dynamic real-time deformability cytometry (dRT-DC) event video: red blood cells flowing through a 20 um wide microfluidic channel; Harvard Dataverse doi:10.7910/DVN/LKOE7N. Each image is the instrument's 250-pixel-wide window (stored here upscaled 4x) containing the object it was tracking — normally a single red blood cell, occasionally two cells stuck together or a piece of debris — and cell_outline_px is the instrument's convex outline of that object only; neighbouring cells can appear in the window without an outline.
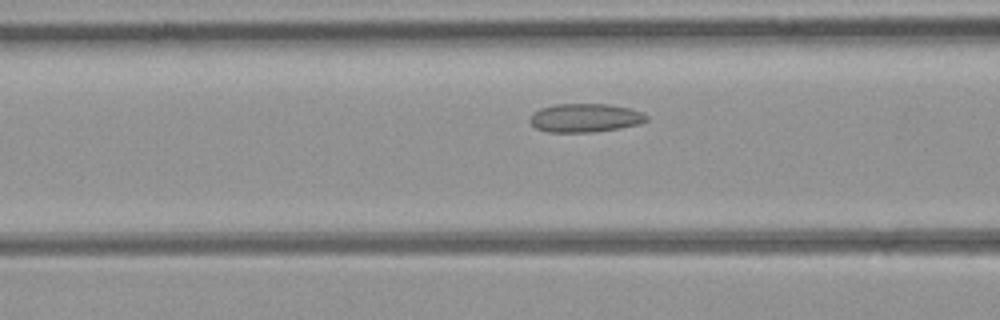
{"species": "common noctule bat (a hibernating species)", "species_latin": "Nyctalus noctula", "temperature_condition": "room temperature", "stored_images_in_passage": 40, "camera_frame_rate_fps": 3000, "um_per_image_px": 0.085, "animal": {"sex": "female", "body_mass_g": 21.9}, "frame": {"image": 1, "passage_image": 9, "time_ms": 2.667, "image_size_px": [1000, 320], "cell_outline_px": [[648, 120], [640, 124], [592, 132], [548, 132], [536, 128], [528, 120], [532, 112], [540, 108], [556, 104], [608, 104], [628, 108], [644, 112], [648, 116]], "centroid_in_image_um": [49.72, 10.01], "position_along_channel_um": 116.9, "area_um2": 19.48}}
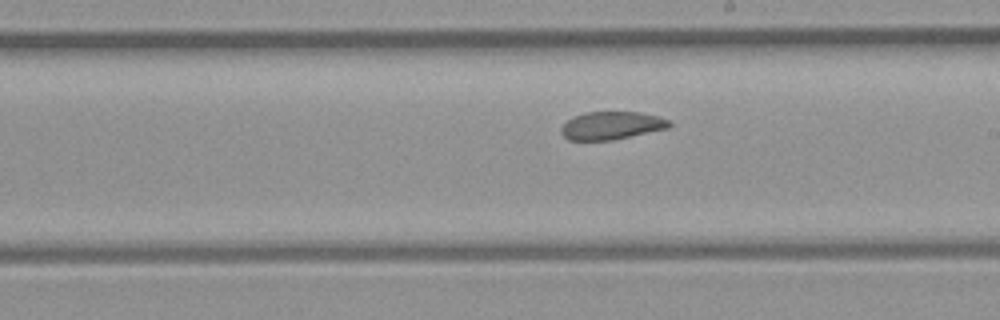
{"frame": {"image": 2, "passage_image": 18, "time_ms": 5.667, "image_size_px": [1000, 320], "cell_outline_px": [[672, 124], [668, 128], [612, 140], [568, 140], [560, 132], [560, 128], [568, 120], [584, 112], [640, 112], [656, 116], [668, 120]], "centroid_in_image_um": [51.96, 10.67], "position_along_channel_um": 237.0, "area_um2": 17.4}}
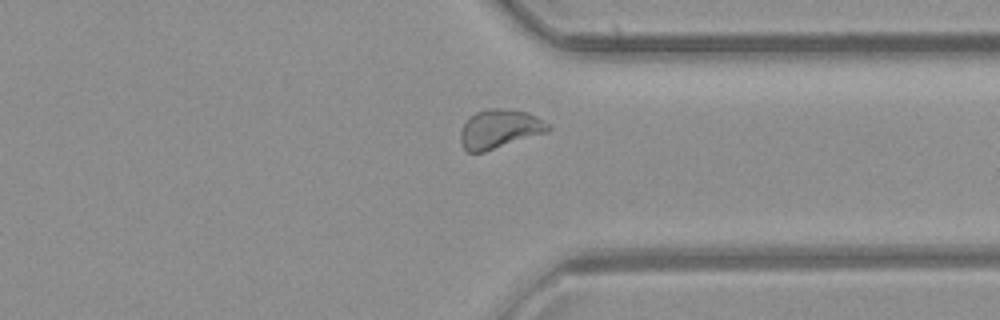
{"frame": {"image": 3, "passage_image": 28, "time_ms": 9.0, "image_size_px": [1000, 320], "cell_outline_px": [[552, 128], [548, 132], [484, 152], [468, 152], [464, 148], [460, 140], [460, 132], [464, 124], [476, 112], [488, 108], [500, 108], [528, 112], [536, 116], [548, 124]], "centroid_in_image_um": [42.48, 10.96], "position_along_channel_um": 368.9, "area_um2": 19.77}, "authors_computed_cell_mechanics": {"area_um2": 19.2474, "velocity_mm_per_s": 3.997, "shape_relaxation_time_tau1_ms": null, "shape_relaxation_time_tau2_ms": 1.825, "deformation_change_tau1": null, "deformation_change_tau2": 0.0653}}